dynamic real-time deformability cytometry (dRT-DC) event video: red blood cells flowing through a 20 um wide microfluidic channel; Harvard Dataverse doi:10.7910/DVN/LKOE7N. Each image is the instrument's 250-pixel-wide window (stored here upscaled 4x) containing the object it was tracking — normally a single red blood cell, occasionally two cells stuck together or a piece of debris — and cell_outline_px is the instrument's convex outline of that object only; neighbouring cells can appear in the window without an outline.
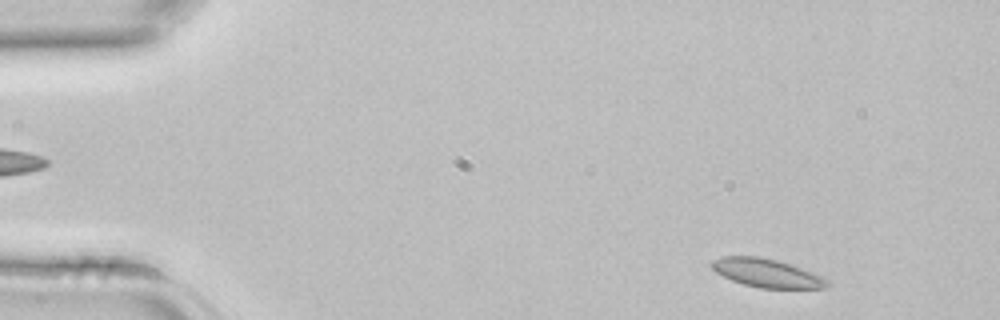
{"species": "common noctule bat (a hibernating species)", "species_latin": "Nyctalus noctula", "temperature_condition": "room temperature", "stored_images_in_passage": 41, "camera_frame_rate_fps": 3000, "um_per_image_px": 0.085, "animal": {"sex": "female", "body_mass_g": 22.7, "forearm_length_mm": 54.2}, "frame": {"image": 1, "passage_image": 2, "time_ms": 0.333, "image_size_px": [1000, 320], "cell_outline_px": [[832, 284], [828, 288], [760, 288], [744, 284], [732, 280], [716, 272], [712, 268], [712, 260], [724, 256], [760, 256], [792, 264], [812, 272], [828, 280]], "centroid_in_image_um": [65.22, 23.21], "position_along_channel_um": 19.8, "area_um2": 19.13}}
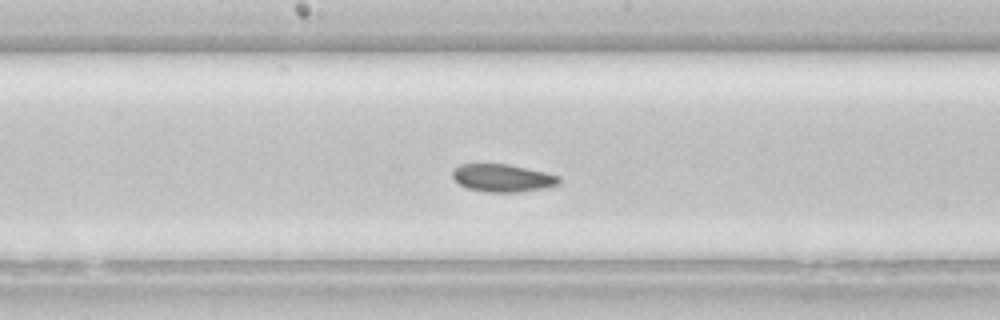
{"frame": {"image": 2, "passage_image": 20, "time_ms": 6.333, "image_size_px": [1000, 320], "cell_outline_px": [[560, 184], [548, 188], [520, 192], [484, 192], [468, 188], [460, 184], [452, 176], [452, 172], [460, 164], [508, 164], [544, 172], [560, 176]], "centroid_in_image_um": [42.76, 15.14], "position_along_channel_um": 205.4, "area_um2": 17.22}}
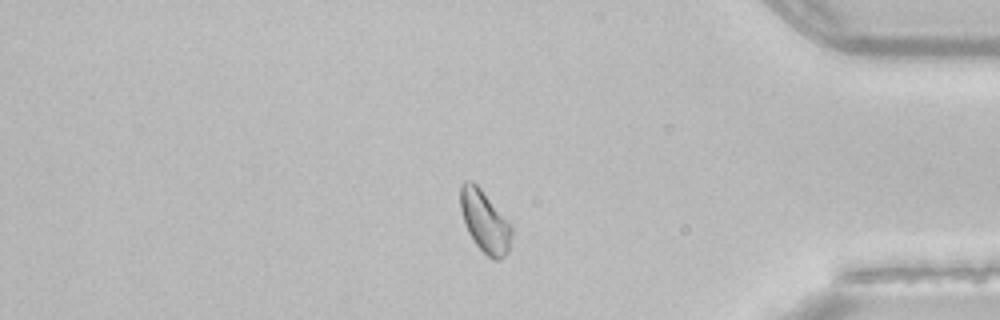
{"frame": {"image": 3, "passage_image": 34, "time_ms": 11.0, "image_size_px": [1000, 320], "cell_outline_px": [[512, 232], [508, 252], [500, 260], [496, 260], [488, 256], [476, 244], [468, 232], [460, 208], [460, 184], [464, 180], [472, 180], [480, 188], [512, 228]], "centroid_in_image_um": [41.17, 18.81], "position_along_channel_um": 394.0, "area_um2": 17.98}}